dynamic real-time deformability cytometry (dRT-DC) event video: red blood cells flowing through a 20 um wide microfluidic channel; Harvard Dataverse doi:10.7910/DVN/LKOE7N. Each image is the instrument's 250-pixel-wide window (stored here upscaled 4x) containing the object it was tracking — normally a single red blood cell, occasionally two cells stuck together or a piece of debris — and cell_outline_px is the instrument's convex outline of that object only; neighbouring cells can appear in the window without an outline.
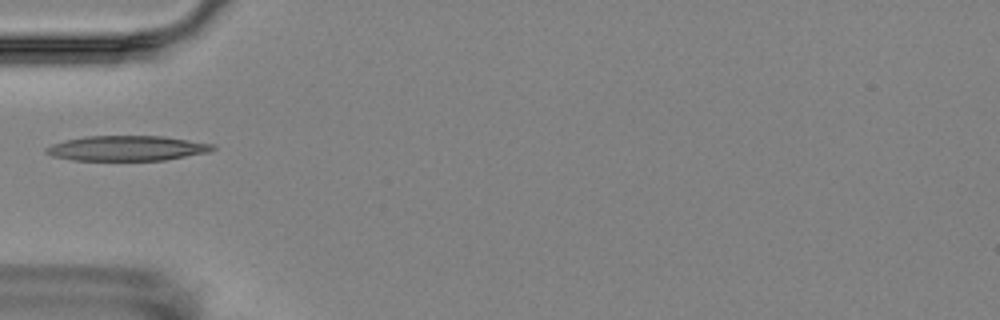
{"species": "Egyptian fruit bat (a non-hibernating species)", "species_latin": "Rousettus aegyptiacus", "temperature_condition": "room temperature", "stored_images_in_passage": 16, "camera_frame_rate_fps": 3000, "um_per_image_px": 0.085, "animal": {"sex": "female"}, "frame": {"image": 1, "passage_image": 5, "time_ms": 4.667, "image_size_px": [1000, 320], "cell_outline_px": [[216, 148], [208, 152], [164, 160], [72, 160], [52, 156], [44, 152], [44, 148], [52, 144], [64, 140], [84, 136], [164, 136], [216, 144]], "centroid_in_image_um": [10.77, 12.59], "position_along_channel_um": 74.2, "area_um2": 24.45}}
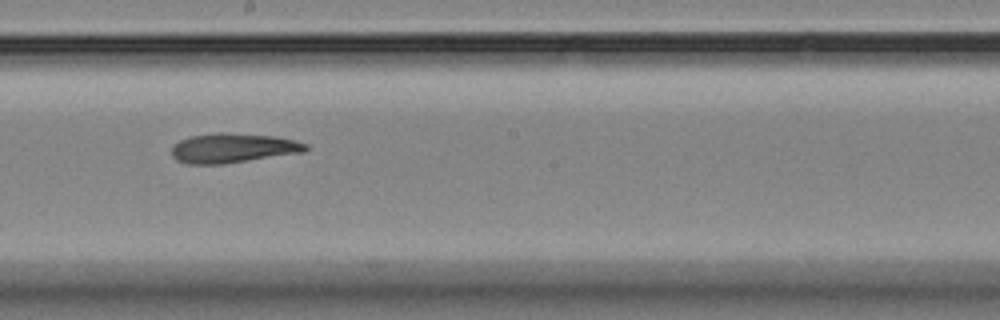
{"frame": {"image": 2, "passage_image": 9, "time_ms": 9.0, "image_size_px": [1000, 320], "cell_outline_px": [[308, 148], [304, 152], [224, 164], [188, 164], [176, 160], [172, 156], [172, 144], [180, 140], [192, 136], [216, 132], [228, 132], [276, 136], [308, 144]], "centroid_in_image_um": [19.78, 12.58], "position_along_channel_um": 228.4, "area_um2": 23.24}}
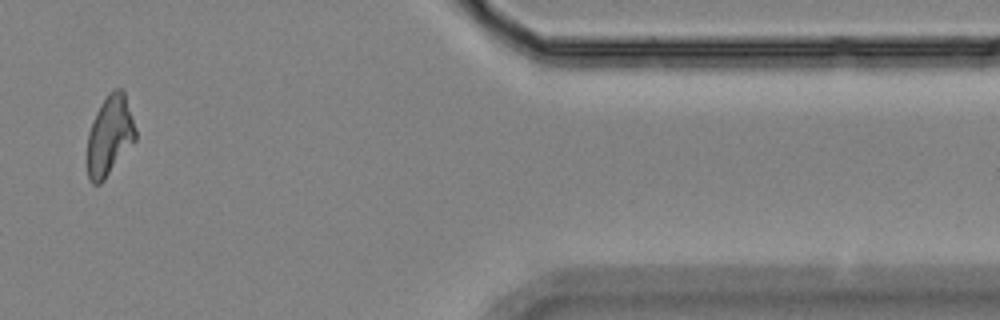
{"frame": {"image": 3, "passage_image": 14, "time_ms": 15.0, "image_size_px": [1000, 320], "cell_outline_px": [[136, 140], [104, 180], [100, 184], [92, 184], [88, 176], [88, 132], [92, 120], [100, 104], [108, 92], [112, 88], [120, 88], [124, 92], [136, 128]], "centroid_in_image_um": [9.32, 11.5], "position_along_channel_um": 402.1, "area_um2": 22.48}, "authors_computed_cell_mechanics": {"area_um2": 22.8599, "velocity_mm_per_s": 3.5419, "shape_relaxation_time_tau1_ms": 10.6606, "shape_relaxation_time_tau2_ms": null, "deformation_change_tau1": 0.2743, "deformation_change_tau2": null}}